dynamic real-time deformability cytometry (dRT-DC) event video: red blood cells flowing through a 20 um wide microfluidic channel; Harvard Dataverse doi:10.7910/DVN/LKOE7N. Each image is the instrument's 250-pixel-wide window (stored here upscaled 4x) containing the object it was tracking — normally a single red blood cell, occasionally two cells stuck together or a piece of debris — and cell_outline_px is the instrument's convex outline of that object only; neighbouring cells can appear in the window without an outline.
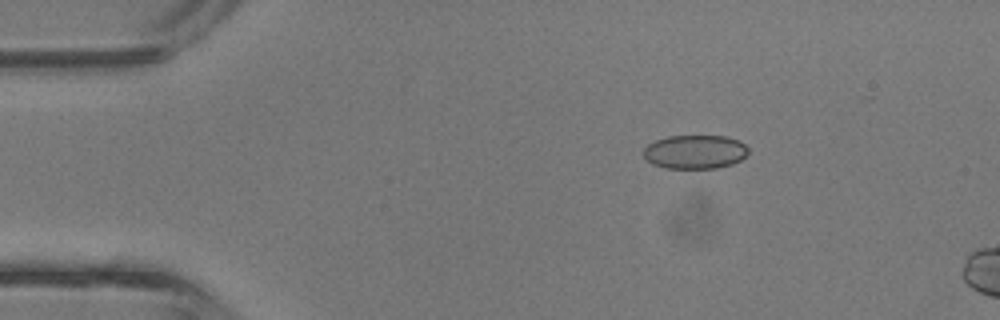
{"species": "common noctule bat (a hibernating species)", "species_latin": "Nyctalus noctula", "temperature_condition": "room temperature", "stored_images_in_passage": 4, "camera_frame_rate_fps": 3000, "um_per_image_px": 0.085, "animal": {"sex": "male", "body_mass_g": 13.3}, "frame": {"image": 1, "passage_image": 2, "time_ms": 0.333, "image_size_px": [1000, 320], "cell_outline_px": [[748, 152], [740, 160], [732, 164], [716, 168], [664, 168], [652, 164], [644, 156], [644, 148], [648, 144], [656, 140], [668, 136], [728, 136], [740, 140], [748, 148]], "centroid_in_image_um": [59.08, 12.9], "position_along_channel_um": 25.9, "area_um2": 20.69}}